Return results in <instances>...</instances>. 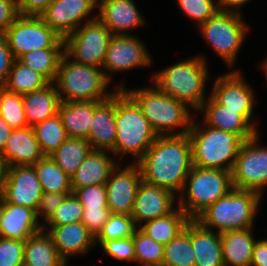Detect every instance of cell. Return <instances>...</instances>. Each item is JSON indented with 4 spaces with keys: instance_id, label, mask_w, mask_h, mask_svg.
<instances>
[{
    "instance_id": "cell-9",
    "label": "cell",
    "mask_w": 267,
    "mask_h": 266,
    "mask_svg": "<svg viewBox=\"0 0 267 266\" xmlns=\"http://www.w3.org/2000/svg\"><path fill=\"white\" fill-rule=\"evenodd\" d=\"M242 15L218 11L197 28L205 42L231 70L235 69L233 66L236 65L238 53L250 29Z\"/></svg>"
},
{
    "instance_id": "cell-6",
    "label": "cell",
    "mask_w": 267,
    "mask_h": 266,
    "mask_svg": "<svg viewBox=\"0 0 267 266\" xmlns=\"http://www.w3.org/2000/svg\"><path fill=\"white\" fill-rule=\"evenodd\" d=\"M262 197L252 190L233 188L226 196L208 206L195 220L217 233L251 229Z\"/></svg>"
},
{
    "instance_id": "cell-41",
    "label": "cell",
    "mask_w": 267,
    "mask_h": 266,
    "mask_svg": "<svg viewBox=\"0 0 267 266\" xmlns=\"http://www.w3.org/2000/svg\"><path fill=\"white\" fill-rule=\"evenodd\" d=\"M83 206L74 193L66 196L61 205L43 222V227H56L82 221ZM46 223V224H45Z\"/></svg>"
},
{
    "instance_id": "cell-19",
    "label": "cell",
    "mask_w": 267,
    "mask_h": 266,
    "mask_svg": "<svg viewBox=\"0 0 267 266\" xmlns=\"http://www.w3.org/2000/svg\"><path fill=\"white\" fill-rule=\"evenodd\" d=\"M38 220L36 210L8 203L0 196V237L25 242L43 230Z\"/></svg>"
},
{
    "instance_id": "cell-36",
    "label": "cell",
    "mask_w": 267,
    "mask_h": 266,
    "mask_svg": "<svg viewBox=\"0 0 267 266\" xmlns=\"http://www.w3.org/2000/svg\"><path fill=\"white\" fill-rule=\"evenodd\" d=\"M162 266H195V257L189 236V221L183 231L164 246Z\"/></svg>"
},
{
    "instance_id": "cell-52",
    "label": "cell",
    "mask_w": 267,
    "mask_h": 266,
    "mask_svg": "<svg viewBox=\"0 0 267 266\" xmlns=\"http://www.w3.org/2000/svg\"><path fill=\"white\" fill-rule=\"evenodd\" d=\"M250 0H217L219 11L241 13V7Z\"/></svg>"
},
{
    "instance_id": "cell-18",
    "label": "cell",
    "mask_w": 267,
    "mask_h": 266,
    "mask_svg": "<svg viewBox=\"0 0 267 266\" xmlns=\"http://www.w3.org/2000/svg\"><path fill=\"white\" fill-rule=\"evenodd\" d=\"M177 196L168 189L142 180L130 216L137 227L152 219L171 213L176 207Z\"/></svg>"
},
{
    "instance_id": "cell-49",
    "label": "cell",
    "mask_w": 267,
    "mask_h": 266,
    "mask_svg": "<svg viewBox=\"0 0 267 266\" xmlns=\"http://www.w3.org/2000/svg\"><path fill=\"white\" fill-rule=\"evenodd\" d=\"M18 16L16 0H0V34H4Z\"/></svg>"
},
{
    "instance_id": "cell-8",
    "label": "cell",
    "mask_w": 267,
    "mask_h": 266,
    "mask_svg": "<svg viewBox=\"0 0 267 266\" xmlns=\"http://www.w3.org/2000/svg\"><path fill=\"white\" fill-rule=\"evenodd\" d=\"M233 189L230 171L192 166L177 206L190 219H195L208 206L226 196Z\"/></svg>"
},
{
    "instance_id": "cell-54",
    "label": "cell",
    "mask_w": 267,
    "mask_h": 266,
    "mask_svg": "<svg viewBox=\"0 0 267 266\" xmlns=\"http://www.w3.org/2000/svg\"><path fill=\"white\" fill-rule=\"evenodd\" d=\"M6 165L4 163L3 158L0 156V194L3 188V184L5 181V174H6Z\"/></svg>"
},
{
    "instance_id": "cell-47",
    "label": "cell",
    "mask_w": 267,
    "mask_h": 266,
    "mask_svg": "<svg viewBox=\"0 0 267 266\" xmlns=\"http://www.w3.org/2000/svg\"><path fill=\"white\" fill-rule=\"evenodd\" d=\"M69 194L71 193L43 192L37 209V218L43 217L45 222Z\"/></svg>"
},
{
    "instance_id": "cell-35",
    "label": "cell",
    "mask_w": 267,
    "mask_h": 266,
    "mask_svg": "<svg viewBox=\"0 0 267 266\" xmlns=\"http://www.w3.org/2000/svg\"><path fill=\"white\" fill-rule=\"evenodd\" d=\"M65 48H46L23 54L18 60L54 83Z\"/></svg>"
},
{
    "instance_id": "cell-27",
    "label": "cell",
    "mask_w": 267,
    "mask_h": 266,
    "mask_svg": "<svg viewBox=\"0 0 267 266\" xmlns=\"http://www.w3.org/2000/svg\"><path fill=\"white\" fill-rule=\"evenodd\" d=\"M253 228L220 233L224 266H250L257 241Z\"/></svg>"
},
{
    "instance_id": "cell-23",
    "label": "cell",
    "mask_w": 267,
    "mask_h": 266,
    "mask_svg": "<svg viewBox=\"0 0 267 266\" xmlns=\"http://www.w3.org/2000/svg\"><path fill=\"white\" fill-rule=\"evenodd\" d=\"M197 112L203 113L202 121L207 126L239 135L244 141L258 134V131L238 111L227 110L210 95Z\"/></svg>"
},
{
    "instance_id": "cell-20",
    "label": "cell",
    "mask_w": 267,
    "mask_h": 266,
    "mask_svg": "<svg viewBox=\"0 0 267 266\" xmlns=\"http://www.w3.org/2000/svg\"><path fill=\"white\" fill-rule=\"evenodd\" d=\"M97 11V18L112 35H129L128 31L146 24L134 0H100Z\"/></svg>"
},
{
    "instance_id": "cell-53",
    "label": "cell",
    "mask_w": 267,
    "mask_h": 266,
    "mask_svg": "<svg viewBox=\"0 0 267 266\" xmlns=\"http://www.w3.org/2000/svg\"><path fill=\"white\" fill-rule=\"evenodd\" d=\"M13 129L7 124V122L0 116V154L4 151L6 142Z\"/></svg>"
},
{
    "instance_id": "cell-39",
    "label": "cell",
    "mask_w": 267,
    "mask_h": 266,
    "mask_svg": "<svg viewBox=\"0 0 267 266\" xmlns=\"http://www.w3.org/2000/svg\"><path fill=\"white\" fill-rule=\"evenodd\" d=\"M0 116L12 129L28 127L22 95L0 87Z\"/></svg>"
},
{
    "instance_id": "cell-31",
    "label": "cell",
    "mask_w": 267,
    "mask_h": 266,
    "mask_svg": "<svg viewBox=\"0 0 267 266\" xmlns=\"http://www.w3.org/2000/svg\"><path fill=\"white\" fill-rule=\"evenodd\" d=\"M190 218L178 206L171 213L145 222L139 228L155 242L166 245L184 230Z\"/></svg>"
},
{
    "instance_id": "cell-46",
    "label": "cell",
    "mask_w": 267,
    "mask_h": 266,
    "mask_svg": "<svg viewBox=\"0 0 267 266\" xmlns=\"http://www.w3.org/2000/svg\"><path fill=\"white\" fill-rule=\"evenodd\" d=\"M110 214L109 208L84 209L81 222L96 238L103 229Z\"/></svg>"
},
{
    "instance_id": "cell-21",
    "label": "cell",
    "mask_w": 267,
    "mask_h": 266,
    "mask_svg": "<svg viewBox=\"0 0 267 266\" xmlns=\"http://www.w3.org/2000/svg\"><path fill=\"white\" fill-rule=\"evenodd\" d=\"M107 99L98 101L94 106L90 125L89 141L92 150H107L115 156L116 123H115V91Z\"/></svg>"
},
{
    "instance_id": "cell-29",
    "label": "cell",
    "mask_w": 267,
    "mask_h": 266,
    "mask_svg": "<svg viewBox=\"0 0 267 266\" xmlns=\"http://www.w3.org/2000/svg\"><path fill=\"white\" fill-rule=\"evenodd\" d=\"M98 101H61L58 115L68 137L88 138L94 106Z\"/></svg>"
},
{
    "instance_id": "cell-24",
    "label": "cell",
    "mask_w": 267,
    "mask_h": 266,
    "mask_svg": "<svg viewBox=\"0 0 267 266\" xmlns=\"http://www.w3.org/2000/svg\"><path fill=\"white\" fill-rule=\"evenodd\" d=\"M6 167L35 165L45 155L36 139L33 127L13 129L0 154Z\"/></svg>"
},
{
    "instance_id": "cell-30",
    "label": "cell",
    "mask_w": 267,
    "mask_h": 266,
    "mask_svg": "<svg viewBox=\"0 0 267 266\" xmlns=\"http://www.w3.org/2000/svg\"><path fill=\"white\" fill-rule=\"evenodd\" d=\"M51 236L44 230L25 241L23 264L28 266H63Z\"/></svg>"
},
{
    "instance_id": "cell-32",
    "label": "cell",
    "mask_w": 267,
    "mask_h": 266,
    "mask_svg": "<svg viewBox=\"0 0 267 266\" xmlns=\"http://www.w3.org/2000/svg\"><path fill=\"white\" fill-rule=\"evenodd\" d=\"M91 150L86 138L68 137L50 157L71 178Z\"/></svg>"
},
{
    "instance_id": "cell-15",
    "label": "cell",
    "mask_w": 267,
    "mask_h": 266,
    "mask_svg": "<svg viewBox=\"0 0 267 266\" xmlns=\"http://www.w3.org/2000/svg\"><path fill=\"white\" fill-rule=\"evenodd\" d=\"M98 8L95 0H54L41 14L40 18L65 39L84 23L97 18L89 15Z\"/></svg>"
},
{
    "instance_id": "cell-42",
    "label": "cell",
    "mask_w": 267,
    "mask_h": 266,
    "mask_svg": "<svg viewBox=\"0 0 267 266\" xmlns=\"http://www.w3.org/2000/svg\"><path fill=\"white\" fill-rule=\"evenodd\" d=\"M177 2L182 13L192 19L197 28L219 11L217 0H177Z\"/></svg>"
},
{
    "instance_id": "cell-44",
    "label": "cell",
    "mask_w": 267,
    "mask_h": 266,
    "mask_svg": "<svg viewBox=\"0 0 267 266\" xmlns=\"http://www.w3.org/2000/svg\"><path fill=\"white\" fill-rule=\"evenodd\" d=\"M73 193L84 209L108 208L105 185H90L76 189Z\"/></svg>"
},
{
    "instance_id": "cell-26",
    "label": "cell",
    "mask_w": 267,
    "mask_h": 266,
    "mask_svg": "<svg viewBox=\"0 0 267 266\" xmlns=\"http://www.w3.org/2000/svg\"><path fill=\"white\" fill-rule=\"evenodd\" d=\"M189 236L195 266H224L220 233L205 228L195 219H190Z\"/></svg>"
},
{
    "instance_id": "cell-50",
    "label": "cell",
    "mask_w": 267,
    "mask_h": 266,
    "mask_svg": "<svg viewBox=\"0 0 267 266\" xmlns=\"http://www.w3.org/2000/svg\"><path fill=\"white\" fill-rule=\"evenodd\" d=\"M54 0H16L21 16H40Z\"/></svg>"
},
{
    "instance_id": "cell-11",
    "label": "cell",
    "mask_w": 267,
    "mask_h": 266,
    "mask_svg": "<svg viewBox=\"0 0 267 266\" xmlns=\"http://www.w3.org/2000/svg\"><path fill=\"white\" fill-rule=\"evenodd\" d=\"M111 37L108 28L96 18L64 39L65 53L78 63L102 68Z\"/></svg>"
},
{
    "instance_id": "cell-12",
    "label": "cell",
    "mask_w": 267,
    "mask_h": 266,
    "mask_svg": "<svg viewBox=\"0 0 267 266\" xmlns=\"http://www.w3.org/2000/svg\"><path fill=\"white\" fill-rule=\"evenodd\" d=\"M259 135L243 142L231 176L233 188L252 190L262 196L267 187V147L260 145Z\"/></svg>"
},
{
    "instance_id": "cell-14",
    "label": "cell",
    "mask_w": 267,
    "mask_h": 266,
    "mask_svg": "<svg viewBox=\"0 0 267 266\" xmlns=\"http://www.w3.org/2000/svg\"><path fill=\"white\" fill-rule=\"evenodd\" d=\"M152 64L150 53L145 44L135 34L112 35L109 42L102 69L111 82L112 75L130 71L131 69L147 68ZM114 73V74H112Z\"/></svg>"
},
{
    "instance_id": "cell-4",
    "label": "cell",
    "mask_w": 267,
    "mask_h": 266,
    "mask_svg": "<svg viewBox=\"0 0 267 266\" xmlns=\"http://www.w3.org/2000/svg\"><path fill=\"white\" fill-rule=\"evenodd\" d=\"M116 143L115 156H133L137 163L158 135L142 114L137 103L123 90L115 91Z\"/></svg>"
},
{
    "instance_id": "cell-1",
    "label": "cell",
    "mask_w": 267,
    "mask_h": 266,
    "mask_svg": "<svg viewBox=\"0 0 267 266\" xmlns=\"http://www.w3.org/2000/svg\"><path fill=\"white\" fill-rule=\"evenodd\" d=\"M137 165L143 181L178 196L193 166L188 133L158 136Z\"/></svg>"
},
{
    "instance_id": "cell-13",
    "label": "cell",
    "mask_w": 267,
    "mask_h": 266,
    "mask_svg": "<svg viewBox=\"0 0 267 266\" xmlns=\"http://www.w3.org/2000/svg\"><path fill=\"white\" fill-rule=\"evenodd\" d=\"M243 76L239 70H232L229 73L217 76L209 95L227 110L238 111L258 130L256 122L252 120L256 102L255 92Z\"/></svg>"
},
{
    "instance_id": "cell-48",
    "label": "cell",
    "mask_w": 267,
    "mask_h": 266,
    "mask_svg": "<svg viewBox=\"0 0 267 266\" xmlns=\"http://www.w3.org/2000/svg\"><path fill=\"white\" fill-rule=\"evenodd\" d=\"M15 58L4 34H0V87H3L13 66Z\"/></svg>"
},
{
    "instance_id": "cell-34",
    "label": "cell",
    "mask_w": 267,
    "mask_h": 266,
    "mask_svg": "<svg viewBox=\"0 0 267 266\" xmlns=\"http://www.w3.org/2000/svg\"><path fill=\"white\" fill-rule=\"evenodd\" d=\"M50 82L38 72L15 59L4 88L20 95L39 90Z\"/></svg>"
},
{
    "instance_id": "cell-45",
    "label": "cell",
    "mask_w": 267,
    "mask_h": 266,
    "mask_svg": "<svg viewBox=\"0 0 267 266\" xmlns=\"http://www.w3.org/2000/svg\"><path fill=\"white\" fill-rule=\"evenodd\" d=\"M25 242L0 237V266H22Z\"/></svg>"
},
{
    "instance_id": "cell-17",
    "label": "cell",
    "mask_w": 267,
    "mask_h": 266,
    "mask_svg": "<svg viewBox=\"0 0 267 266\" xmlns=\"http://www.w3.org/2000/svg\"><path fill=\"white\" fill-rule=\"evenodd\" d=\"M121 166H116L105 184L107 203L110 213L130 215L142 175L137 163Z\"/></svg>"
},
{
    "instance_id": "cell-7",
    "label": "cell",
    "mask_w": 267,
    "mask_h": 266,
    "mask_svg": "<svg viewBox=\"0 0 267 266\" xmlns=\"http://www.w3.org/2000/svg\"><path fill=\"white\" fill-rule=\"evenodd\" d=\"M54 84L60 101H102L114 93L106 90L110 81L102 68L78 63L66 53L60 60Z\"/></svg>"
},
{
    "instance_id": "cell-2",
    "label": "cell",
    "mask_w": 267,
    "mask_h": 266,
    "mask_svg": "<svg viewBox=\"0 0 267 266\" xmlns=\"http://www.w3.org/2000/svg\"><path fill=\"white\" fill-rule=\"evenodd\" d=\"M115 87L123 89L137 103L158 136L185 135L189 132L193 121L192 109L162 92L155 84L131 90L124 84Z\"/></svg>"
},
{
    "instance_id": "cell-25",
    "label": "cell",
    "mask_w": 267,
    "mask_h": 266,
    "mask_svg": "<svg viewBox=\"0 0 267 266\" xmlns=\"http://www.w3.org/2000/svg\"><path fill=\"white\" fill-rule=\"evenodd\" d=\"M107 152V150H91L85 160L71 176V188L76 189L90 185H105L109 180L112 171L119 164Z\"/></svg>"
},
{
    "instance_id": "cell-33",
    "label": "cell",
    "mask_w": 267,
    "mask_h": 266,
    "mask_svg": "<svg viewBox=\"0 0 267 266\" xmlns=\"http://www.w3.org/2000/svg\"><path fill=\"white\" fill-rule=\"evenodd\" d=\"M43 192L73 193L71 178L49 156H44L35 165Z\"/></svg>"
},
{
    "instance_id": "cell-51",
    "label": "cell",
    "mask_w": 267,
    "mask_h": 266,
    "mask_svg": "<svg viewBox=\"0 0 267 266\" xmlns=\"http://www.w3.org/2000/svg\"><path fill=\"white\" fill-rule=\"evenodd\" d=\"M250 266H267V238L255 242Z\"/></svg>"
},
{
    "instance_id": "cell-28",
    "label": "cell",
    "mask_w": 267,
    "mask_h": 266,
    "mask_svg": "<svg viewBox=\"0 0 267 266\" xmlns=\"http://www.w3.org/2000/svg\"><path fill=\"white\" fill-rule=\"evenodd\" d=\"M27 124L34 127L45 119L58 114L60 104L58 90L54 83L22 95Z\"/></svg>"
},
{
    "instance_id": "cell-55",
    "label": "cell",
    "mask_w": 267,
    "mask_h": 266,
    "mask_svg": "<svg viewBox=\"0 0 267 266\" xmlns=\"http://www.w3.org/2000/svg\"><path fill=\"white\" fill-rule=\"evenodd\" d=\"M261 69L263 70L265 76L267 77V57L266 59L261 63Z\"/></svg>"
},
{
    "instance_id": "cell-3",
    "label": "cell",
    "mask_w": 267,
    "mask_h": 266,
    "mask_svg": "<svg viewBox=\"0 0 267 266\" xmlns=\"http://www.w3.org/2000/svg\"><path fill=\"white\" fill-rule=\"evenodd\" d=\"M203 54L181 60L154 73L151 78L162 92L198 111L207 99L205 87L209 81L207 59Z\"/></svg>"
},
{
    "instance_id": "cell-10",
    "label": "cell",
    "mask_w": 267,
    "mask_h": 266,
    "mask_svg": "<svg viewBox=\"0 0 267 266\" xmlns=\"http://www.w3.org/2000/svg\"><path fill=\"white\" fill-rule=\"evenodd\" d=\"M4 36L15 59L33 50L65 48L64 39L39 16L19 15Z\"/></svg>"
},
{
    "instance_id": "cell-16",
    "label": "cell",
    "mask_w": 267,
    "mask_h": 266,
    "mask_svg": "<svg viewBox=\"0 0 267 266\" xmlns=\"http://www.w3.org/2000/svg\"><path fill=\"white\" fill-rule=\"evenodd\" d=\"M43 190L33 165L6 168L0 196L8 203L37 211Z\"/></svg>"
},
{
    "instance_id": "cell-22",
    "label": "cell",
    "mask_w": 267,
    "mask_h": 266,
    "mask_svg": "<svg viewBox=\"0 0 267 266\" xmlns=\"http://www.w3.org/2000/svg\"><path fill=\"white\" fill-rule=\"evenodd\" d=\"M45 229V230H44ZM53 240L60 257L68 263L72 256H85L95 245V237L82 222L43 227Z\"/></svg>"
},
{
    "instance_id": "cell-37",
    "label": "cell",
    "mask_w": 267,
    "mask_h": 266,
    "mask_svg": "<svg viewBox=\"0 0 267 266\" xmlns=\"http://www.w3.org/2000/svg\"><path fill=\"white\" fill-rule=\"evenodd\" d=\"M33 129L45 156H49L68 138L58 114L36 124Z\"/></svg>"
},
{
    "instance_id": "cell-38",
    "label": "cell",
    "mask_w": 267,
    "mask_h": 266,
    "mask_svg": "<svg viewBox=\"0 0 267 266\" xmlns=\"http://www.w3.org/2000/svg\"><path fill=\"white\" fill-rule=\"evenodd\" d=\"M132 237L135 249V263L138 266H162L164 245L155 242L139 227Z\"/></svg>"
},
{
    "instance_id": "cell-5",
    "label": "cell",
    "mask_w": 267,
    "mask_h": 266,
    "mask_svg": "<svg viewBox=\"0 0 267 266\" xmlns=\"http://www.w3.org/2000/svg\"><path fill=\"white\" fill-rule=\"evenodd\" d=\"M188 132L192 165L200 168L232 171L244 140L234 133L194 122Z\"/></svg>"
},
{
    "instance_id": "cell-43",
    "label": "cell",
    "mask_w": 267,
    "mask_h": 266,
    "mask_svg": "<svg viewBox=\"0 0 267 266\" xmlns=\"http://www.w3.org/2000/svg\"><path fill=\"white\" fill-rule=\"evenodd\" d=\"M99 244L102 247V251L108 256L118 261H127L135 263V249L133 243V237L110 240L105 242H95V245Z\"/></svg>"
},
{
    "instance_id": "cell-40",
    "label": "cell",
    "mask_w": 267,
    "mask_h": 266,
    "mask_svg": "<svg viewBox=\"0 0 267 266\" xmlns=\"http://www.w3.org/2000/svg\"><path fill=\"white\" fill-rule=\"evenodd\" d=\"M137 228L130 215L111 213L103 229L95 238V242L132 237Z\"/></svg>"
}]
</instances>
